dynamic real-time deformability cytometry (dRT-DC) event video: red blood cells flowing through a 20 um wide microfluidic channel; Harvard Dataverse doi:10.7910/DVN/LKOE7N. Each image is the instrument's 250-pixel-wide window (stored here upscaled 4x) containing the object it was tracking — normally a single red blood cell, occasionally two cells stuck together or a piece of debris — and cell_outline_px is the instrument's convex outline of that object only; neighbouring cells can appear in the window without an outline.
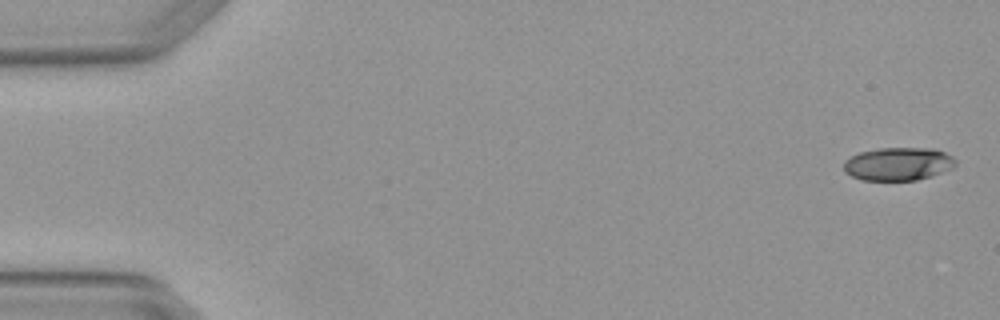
{"species": "Egyptian fruit bat (a non-hibernating species)", "species_latin": "Rousettus aegyptiacus", "temperature_condition": "warm", "stored_images_in_passage": 4, "camera_frame_rate_fps": 3000, "um_per_image_px": 0.085, "animal": {"sex": "female"}, "frame": {"image": 1, "passage_image": 1, "time_ms": 0.0, "image_size_px": [1000, 320], "cell_outline_px": [[956, 164], [952, 168], [916, 180], [860, 180], [844, 172], [844, 160], [860, 152], [880, 148], [936, 148], [952, 156], [956, 160]], "centroid_in_image_um": [76.33, 13.92], "position_along_channel_um": 8.7, "area_um2": 21.5}}